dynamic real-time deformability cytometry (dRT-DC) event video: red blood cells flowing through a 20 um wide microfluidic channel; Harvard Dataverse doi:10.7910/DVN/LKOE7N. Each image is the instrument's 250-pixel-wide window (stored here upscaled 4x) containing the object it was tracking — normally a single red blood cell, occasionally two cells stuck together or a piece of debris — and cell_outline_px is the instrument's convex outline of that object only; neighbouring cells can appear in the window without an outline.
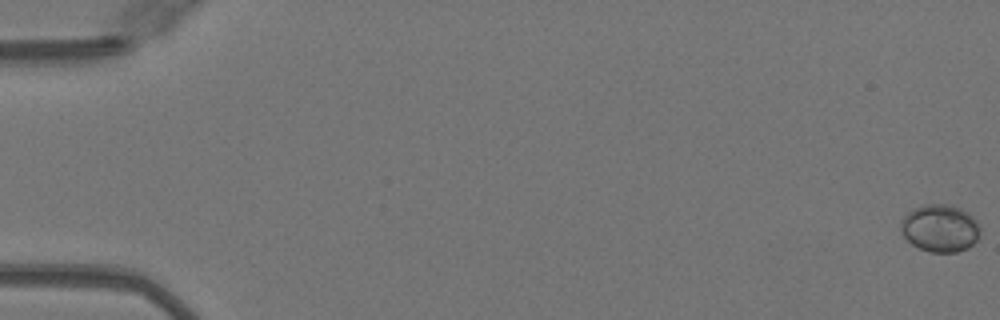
{"species": "Egyptian fruit bat (a non-hibernating species)", "species_latin": "Rousettus aegyptiacus", "temperature_condition": "warm", "stored_images_in_passage": 7, "camera_frame_rate_fps": 3000, "um_per_image_px": 0.085, "animal": {"sex": "female"}, "frame": {"image": 1, "passage_image": 1, "time_ms": 0.0, "image_size_px": [1000, 320], "cell_outline_px": [[980, 236], [968, 248], [956, 252], [928, 252], [912, 244], [900, 232], [900, 224], [904, 216], [908, 212], [916, 208], [928, 204], [948, 204], [960, 208], [968, 212], [980, 224]], "centroid_in_image_um": [79.92, 19.4], "position_along_channel_um": 5.1, "area_um2": 22.02}}